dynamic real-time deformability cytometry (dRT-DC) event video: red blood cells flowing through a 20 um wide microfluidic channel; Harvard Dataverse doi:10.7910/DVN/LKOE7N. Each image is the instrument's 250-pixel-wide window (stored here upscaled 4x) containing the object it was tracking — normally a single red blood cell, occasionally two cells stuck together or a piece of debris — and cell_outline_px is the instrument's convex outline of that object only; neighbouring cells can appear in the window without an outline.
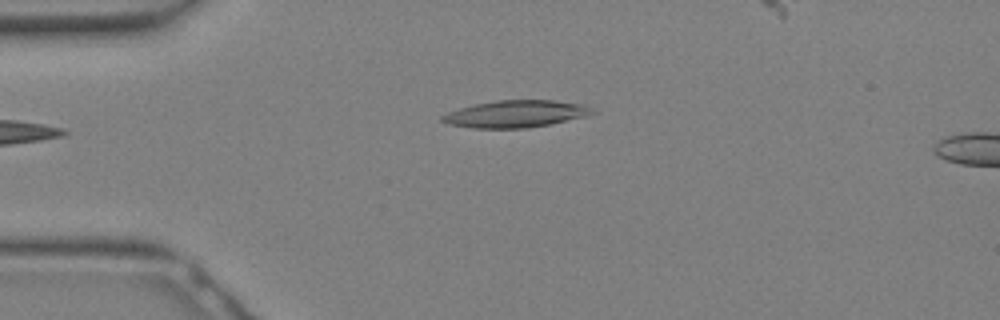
{"species": "Egyptian fruit bat (a non-hibernating species)", "species_latin": "Rousettus aegyptiacus", "temperature_condition": "warm", "stored_images_in_passage": 16, "camera_frame_rate_fps": 3000, "um_per_image_px": 0.085, "animal": {"sex": "female"}, "frame": {"image": 1, "passage_image": 1, "time_ms": 0.0, "image_size_px": [1000, 320], "cell_outline_px": [[596, 112], [588, 116], [552, 124], [524, 128], [472, 128], [448, 124], [440, 120], [440, 116], [448, 112], [460, 108], [476, 104], [496, 100], [552, 100], [584, 104], [592, 108]], "centroid_in_image_um": [43.86, 9.68], "position_along_channel_um": 41.1, "area_um2": 23.81}}
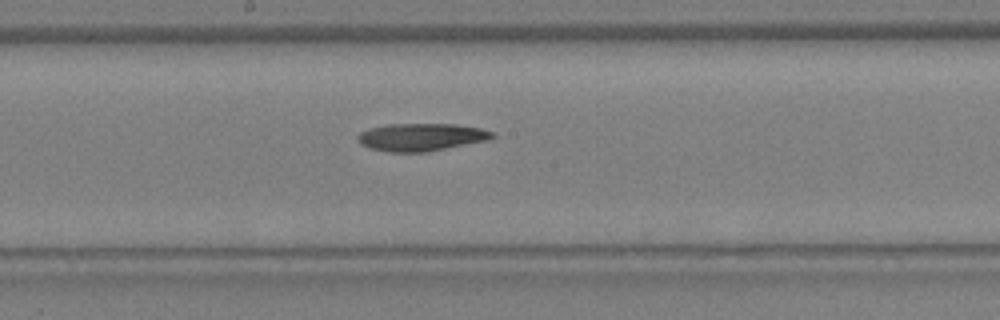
{"frame": {"image": 2, "passage_image": 10, "time_ms": 3.0, "image_size_px": [1000, 320], "cell_outline_px": [[496, 136], [488, 140], [424, 152], [388, 152], [368, 148], [360, 144], [356, 136], [360, 132], [372, 128], [388, 124], [456, 124], [480, 128], [496, 132]], "centroid_in_image_um": [35.8, 11.65], "position_along_channel_um": 212.4, "area_um2": 21.68}}
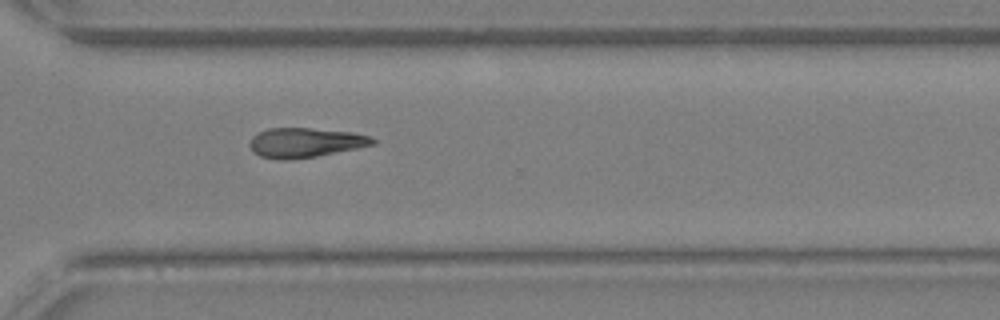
{"frame": {"image": 3, "passage_image": 16, "time_ms": 5.0, "image_size_px": [1000, 320], "cell_outline_px": [[376, 144], [316, 156], [288, 160], [280, 160], [260, 156], [252, 152], [248, 144], [252, 136], [268, 128], [308, 128], [352, 132], [368, 136], [376, 140]], "centroid_in_image_um": [25.9, 12.12], "position_along_channel_um": 344.7, "area_um2": 21.15}}